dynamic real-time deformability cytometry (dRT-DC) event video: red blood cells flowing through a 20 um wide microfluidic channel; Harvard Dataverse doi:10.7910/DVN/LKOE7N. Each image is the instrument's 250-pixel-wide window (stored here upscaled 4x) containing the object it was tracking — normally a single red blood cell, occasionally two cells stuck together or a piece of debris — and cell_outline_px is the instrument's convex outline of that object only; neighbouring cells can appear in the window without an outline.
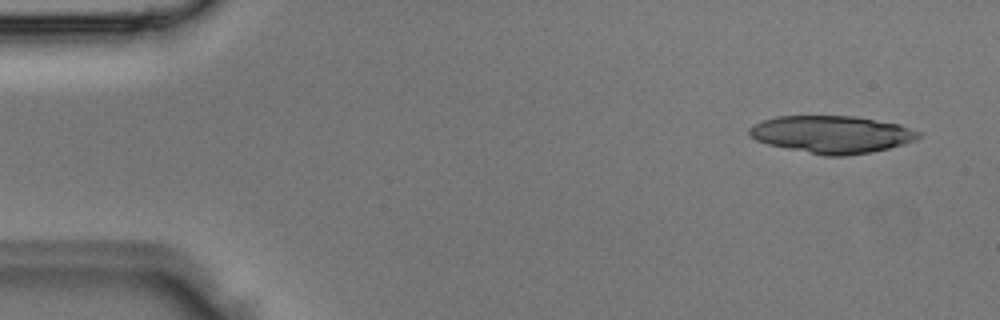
{"species": "Egyptian fruit bat (a non-hibernating species)", "species_latin": "Rousettus aegyptiacus", "temperature_condition": "room temperature", "stored_images_in_passage": 3, "camera_frame_rate_fps": 3000, "um_per_image_px": 0.085, "animal": {"sex": "male"}, "frame": {"image": 1, "passage_image": 1, "time_ms": 0.0, "image_size_px": [1000, 320], "cell_outline_px": [[920, 136], [916, 140], [904, 144], [872, 152], [848, 156], [824, 156], [768, 144], [756, 140], [748, 136], [748, 128], [752, 124], [776, 116], [852, 116], [900, 124], [920, 132]], "centroid_in_image_um": [70.68, 11.43], "position_along_channel_um": 14.3, "area_um2": 36.99}}